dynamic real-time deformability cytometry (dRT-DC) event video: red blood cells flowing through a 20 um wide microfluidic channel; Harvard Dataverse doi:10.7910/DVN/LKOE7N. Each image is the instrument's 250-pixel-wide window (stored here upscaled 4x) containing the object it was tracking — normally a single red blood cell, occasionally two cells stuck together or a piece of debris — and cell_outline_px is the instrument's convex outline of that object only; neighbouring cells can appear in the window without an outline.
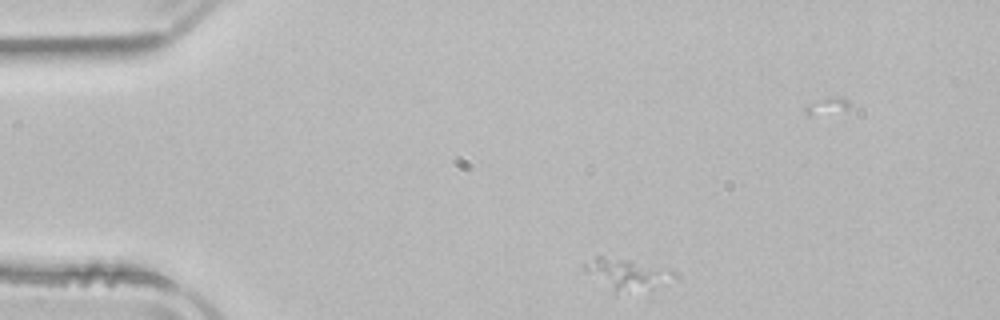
{"species": "common noctule bat (a hibernating species)", "species_latin": "Nyctalus noctula", "temperature_condition": "room temperature", "stored_images_in_passage": 5, "camera_frame_rate_fps": 3000, "um_per_image_px": 0.085, "animal": {"sex": "male", "body_mass_g": 21.5, "forearm_length_mm": 52.0}, "frame": {"image": 1, "passage_image": 2, "time_ms": 0.333, "image_size_px": [1000, 320], "cell_outline_px": [[656, 272], [652, 288], [616, 296], [612, 296], [584, 268], [584, 264], [596, 256], [600, 256], [628, 260]], "centroid_in_image_um": [52.7, 23.39], "position_along_channel_um": 32.3, "area_um2": 13.7}}